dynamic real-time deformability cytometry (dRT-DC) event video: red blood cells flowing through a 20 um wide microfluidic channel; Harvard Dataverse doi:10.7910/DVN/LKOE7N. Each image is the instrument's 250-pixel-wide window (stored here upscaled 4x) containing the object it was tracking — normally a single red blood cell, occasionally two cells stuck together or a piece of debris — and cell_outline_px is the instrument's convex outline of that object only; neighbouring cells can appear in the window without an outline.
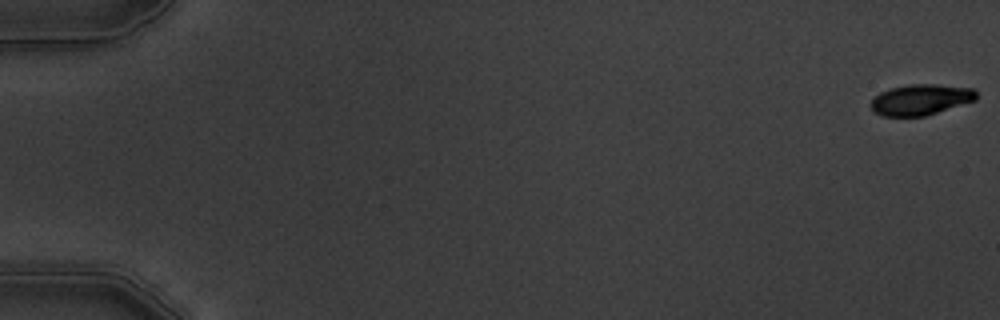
{"species": "common noctule bat (a hibernating species)", "species_latin": "Nyctalus noctula", "temperature_condition": "warm", "stored_images_in_passage": 5, "camera_frame_rate_fps": 3000, "um_per_image_px": 0.085, "animal": {"sex": "male", "body_mass_g": 19.5, "forearm_length_mm": 54.6}, "frame": {"image": 1, "passage_image": 1, "time_ms": 0.0, "image_size_px": [1000, 320], "cell_outline_px": [[976, 100], [924, 116], [880, 116], [872, 112], [872, 100], [880, 92], [892, 88], [908, 84], [936, 84], [976, 88]], "centroid_in_image_um": [78.27, 8.46], "position_along_channel_um": 6.7, "area_um2": 18.9}}
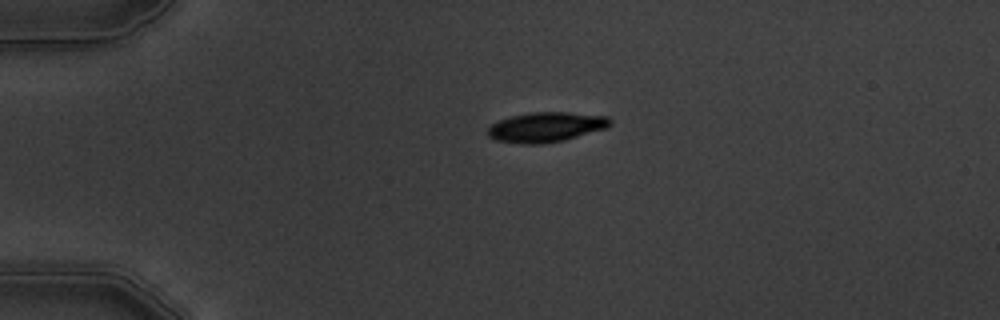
{"frame": {"image": 2, "passage_image": 4, "time_ms": 4.333, "image_size_px": [1000, 320], "cell_outline_px": [[612, 124], [608, 128], [564, 140], [540, 144], [520, 144], [496, 140], [488, 136], [488, 128], [492, 124], [500, 120], [512, 116], [532, 112], [568, 112], [608, 116], [612, 120]], "centroid_in_image_um": [46.46, 10.8], "position_along_channel_um": 38.5, "area_um2": 21.39}}